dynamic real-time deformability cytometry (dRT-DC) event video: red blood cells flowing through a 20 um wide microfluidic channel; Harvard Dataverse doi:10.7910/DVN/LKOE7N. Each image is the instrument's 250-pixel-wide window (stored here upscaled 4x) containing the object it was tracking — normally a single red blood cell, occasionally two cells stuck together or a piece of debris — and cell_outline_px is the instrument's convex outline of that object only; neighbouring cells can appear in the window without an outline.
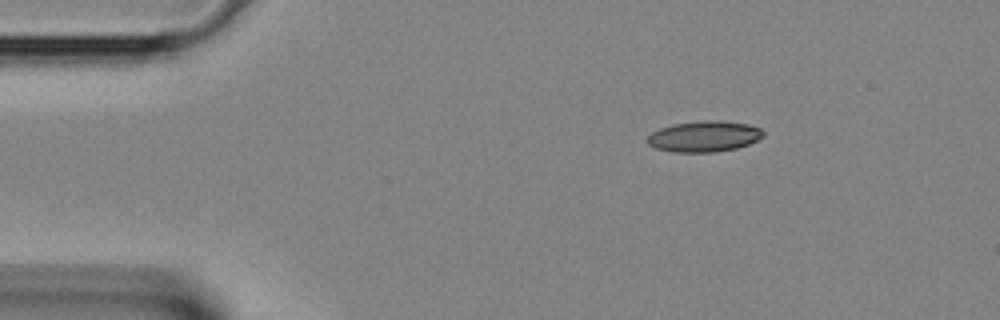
{"species": "Egyptian fruit bat (a non-hibernating species)", "species_latin": "Rousettus aegyptiacus", "temperature_condition": "room temperature", "stored_images_in_passage": 2, "camera_frame_rate_fps": 3000, "um_per_image_px": 0.085, "animal": {"sex": "female"}, "frame": {"image": 1, "passage_image": 1, "time_ms": 0.0, "image_size_px": [1000, 320], "cell_outline_px": [[764, 136], [748, 144], [736, 148], [716, 152], [672, 152], [656, 148], [648, 144], [644, 140], [652, 132], [660, 128], [672, 124], [704, 120], [720, 120], [748, 124], [760, 128], [764, 132]], "centroid_in_image_um": [59.83, 11.59], "position_along_channel_um": 25.2, "area_um2": 20.98}}